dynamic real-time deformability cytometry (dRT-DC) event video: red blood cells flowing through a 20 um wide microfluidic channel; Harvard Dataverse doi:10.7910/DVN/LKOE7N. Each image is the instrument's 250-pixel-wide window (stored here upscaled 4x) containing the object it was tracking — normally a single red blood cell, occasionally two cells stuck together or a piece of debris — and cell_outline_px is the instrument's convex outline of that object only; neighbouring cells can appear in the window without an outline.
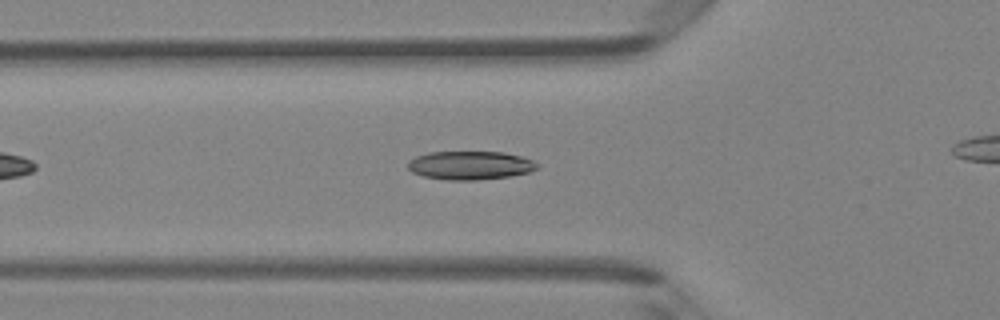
{"species": "Egyptian fruit bat (a non-hibernating species)", "species_latin": "Rousettus aegyptiacus", "temperature_condition": "room temperature", "stored_images_in_passage": 26, "camera_frame_rate_fps": 3000, "um_per_image_px": 0.085, "animal": {"sex": "female"}, "frame": {"image": 1, "passage_image": 8, "time_ms": 2.333, "image_size_px": [1000, 320], "cell_outline_px": [[540, 168], [528, 172], [508, 176], [476, 180], [448, 180], [424, 176], [412, 172], [408, 168], [408, 160], [416, 156], [428, 152], [504, 152], [520, 156], [532, 160], [540, 164]], "centroid_in_image_um": [39.97, 14.05], "position_along_channel_um": 85.8, "area_um2": 21.5}}
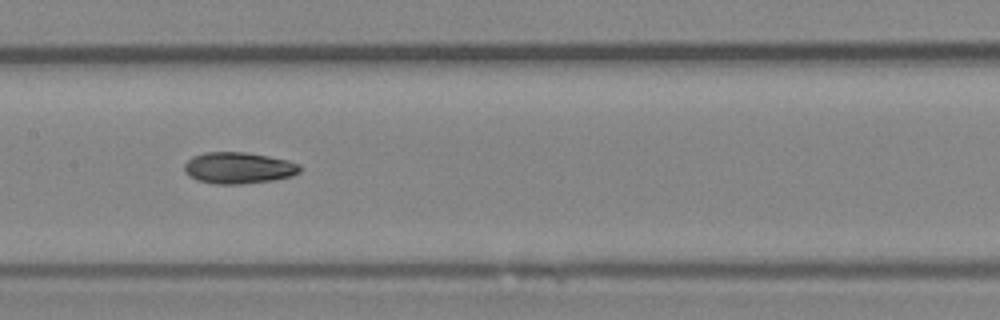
{"frame": {"image": 2, "passage_image": 15, "time_ms": 4.667, "image_size_px": [1000, 320], "cell_outline_px": [[304, 168], [300, 172], [292, 176], [272, 180], [240, 184], [212, 184], [196, 180], [188, 176], [184, 172], [184, 164], [192, 156], [204, 152], [244, 152], [268, 156], [288, 160], [300, 164]], "centroid_in_image_um": [20.27, 14.27], "position_along_channel_um": 187.1, "area_um2": 21.44}}
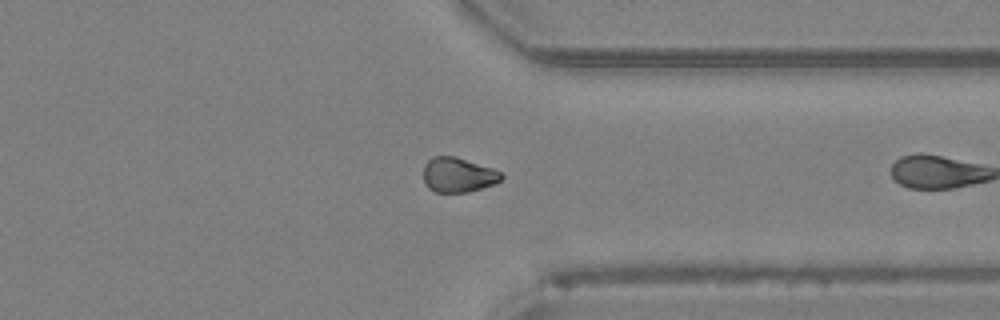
{"frame": {"image": 3, "passage_image": 25, "time_ms": 8.0, "image_size_px": [1000, 320], "cell_outline_px": [[504, 176], [500, 180], [492, 184], [468, 192], [436, 192], [428, 188], [424, 180], [424, 164], [432, 156], [456, 156], [492, 168], [500, 172]], "centroid_in_image_um": [38.91, 14.85], "position_along_channel_um": 372.5, "area_um2": 15.66}}